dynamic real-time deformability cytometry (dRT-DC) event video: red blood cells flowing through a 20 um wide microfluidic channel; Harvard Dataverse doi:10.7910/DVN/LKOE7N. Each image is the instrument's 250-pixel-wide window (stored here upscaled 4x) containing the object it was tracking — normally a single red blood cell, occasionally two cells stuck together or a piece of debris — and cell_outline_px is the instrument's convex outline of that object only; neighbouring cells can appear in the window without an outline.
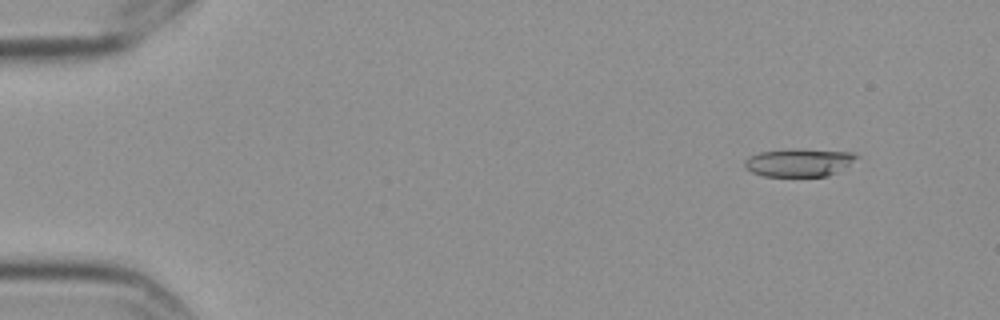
{"species": "Egyptian fruit bat (a non-hibernating species)", "species_latin": "Rousettus aegyptiacus", "temperature_condition": "cold", "stored_images_in_passage": 6, "camera_frame_rate_fps": 3000, "um_per_image_px": 0.085, "frame": {"image": 1, "passage_image": 2, "time_ms": 0.333, "image_size_px": [1000, 320], "cell_outline_px": [[860, 156], [836, 172], [828, 176], [764, 176], [752, 172], [744, 168], [744, 160], [760, 152], [796, 148], [852, 152]], "centroid_in_image_um": [67.89, 13.8], "position_along_channel_um": 17.1, "area_um2": 18.15}}
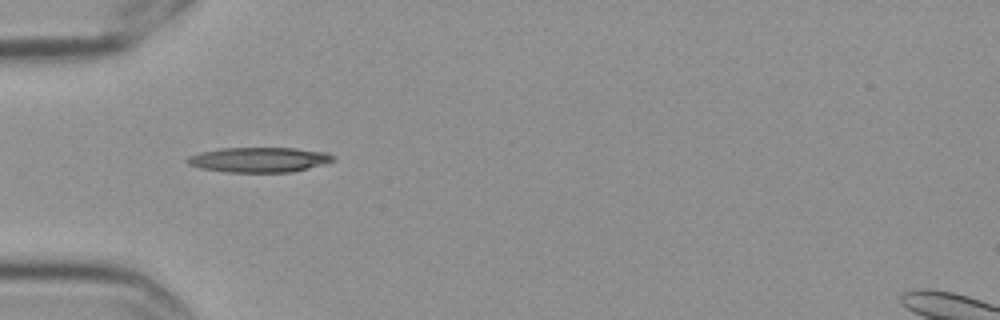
{"frame": {"image": 2, "passage_image": 5, "time_ms": 1.333, "image_size_px": [1000, 320], "cell_outline_px": [[336, 160], [328, 164], [292, 172], [228, 172], [200, 168], [188, 164], [184, 160], [188, 156], [200, 152], [220, 148], [296, 148], [324, 152], [332, 156]], "centroid_in_image_um": [22.02, 13.58], "position_along_channel_um": 63.0, "area_um2": 21.39}}
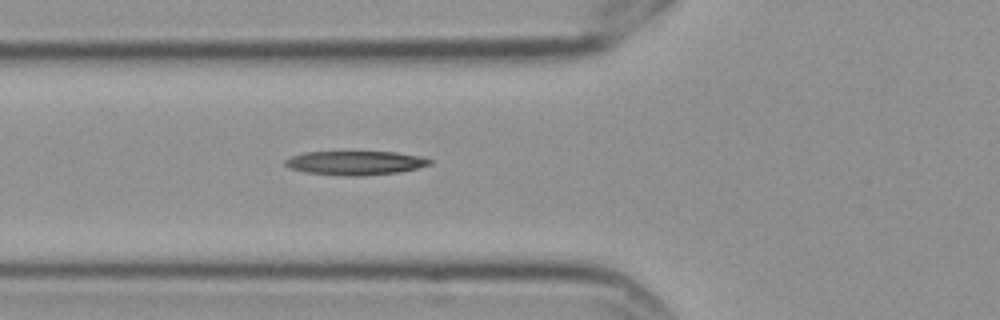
{"frame": {"image": 3, "passage_image": 6, "time_ms": 1.667, "image_size_px": [1000, 320], "cell_outline_px": [[432, 164], [400, 172], [360, 176], [348, 176], [308, 172], [292, 168], [284, 164], [284, 160], [292, 156], [304, 152], [396, 152], [424, 156], [432, 160]], "centroid_in_image_um": [30.27, 13.84], "position_along_channel_um": 95.5, "area_um2": 20.11}}